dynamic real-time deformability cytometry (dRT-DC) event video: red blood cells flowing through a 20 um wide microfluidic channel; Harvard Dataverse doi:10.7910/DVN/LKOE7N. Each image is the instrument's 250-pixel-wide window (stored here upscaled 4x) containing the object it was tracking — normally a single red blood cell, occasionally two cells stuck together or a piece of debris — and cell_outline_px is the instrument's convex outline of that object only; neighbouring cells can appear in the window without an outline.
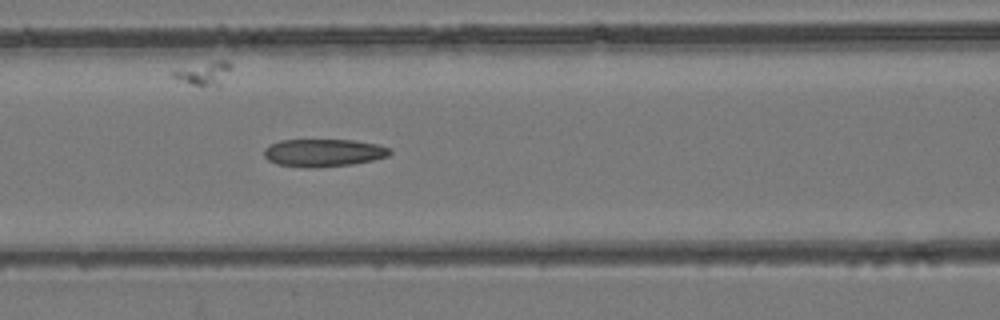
{"species": "common noctule bat (a hibernating species)", "species_latin": "Nyctalus noctula", "temperature_condition": "room temperature", "stored_images_in_passage": 17, "camera_frame_rate_fps": 3000, "um_per_image_px": 0.085, "animal": {"sex": "female", "body_mass_g": 24.6, "forearm_length_mm": 56.2}, "frame": {"image": 1, "passage_image": 14, "time_ms": 4.333, "image_size_px": [1000, 320], "cell_outline_px": [[392, 152], [388, 156], [372, 160], [352, 164], [316, 168], [308, 168], [276, 164], [268, 160], [264, 156], [264, 148], [280, 140], [352, 140], [376, 144], [388, 148]], "centroid_in_image_um": [27.46, 12.99], "position_along_channel_um": 139.1, "area_um2": 20.23}}